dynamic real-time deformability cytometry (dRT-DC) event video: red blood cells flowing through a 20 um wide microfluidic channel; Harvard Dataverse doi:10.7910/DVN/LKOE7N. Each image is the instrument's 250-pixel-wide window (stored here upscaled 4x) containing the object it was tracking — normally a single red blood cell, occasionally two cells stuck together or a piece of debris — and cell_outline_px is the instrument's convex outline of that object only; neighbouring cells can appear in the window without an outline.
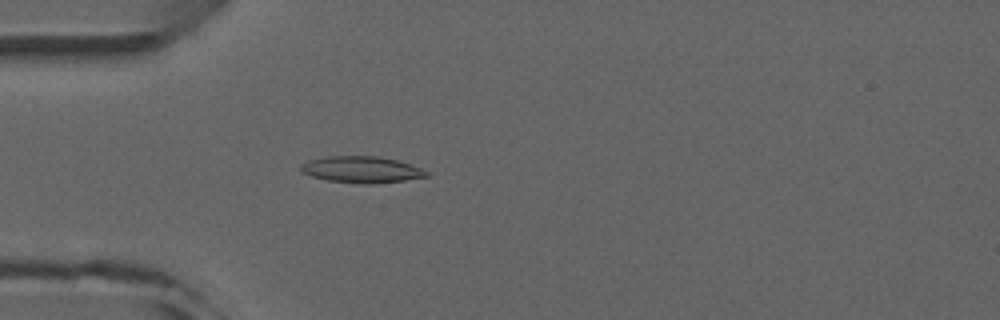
{"species": "common noctule bat (a hibernating species)", "species_latin": "Nyctalus noctula", "temperature_condition": "room temperature", "stored_images_in_passage": 5, "camera_frame_rate_fps": 3000, "um_per_image_px": 0.085, "animal": {"sex": "male", "forearm_length_mm": 52.5}, "frame": {"image": 1, "passage_image": 5, "time_ms": 4.667, "image_size_px": [1000, 320], "cell_outline_px": [[428, 176], [404, 180], [368, 184], [328, 180], [312, 176], [300, 172], [300, 164], [308, 160], [328, 156], [376, 156], [396, 160], [420, 168], [428, 172]], "centroid_in_image_um": [30.67, 14.4], "position_along_channel_um": 54.3, "area_um2": 19.07}}